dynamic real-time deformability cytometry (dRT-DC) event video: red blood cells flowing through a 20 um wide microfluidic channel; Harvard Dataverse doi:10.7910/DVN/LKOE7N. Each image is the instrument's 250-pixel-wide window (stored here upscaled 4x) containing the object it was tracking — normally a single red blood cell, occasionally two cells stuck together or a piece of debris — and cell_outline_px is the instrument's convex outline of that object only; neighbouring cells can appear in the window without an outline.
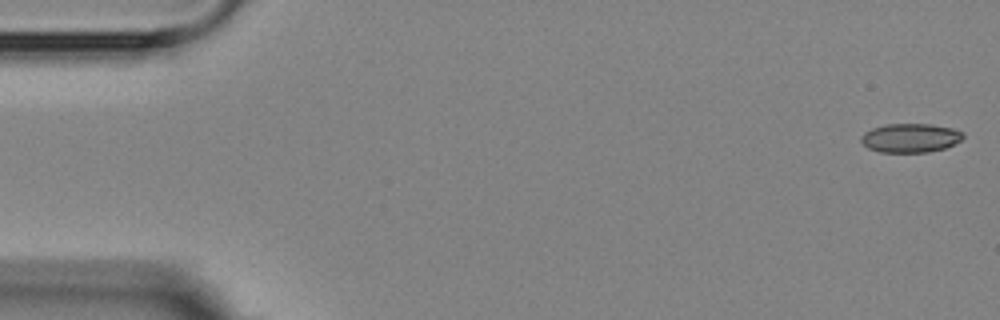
{"species": "Egyptian fruit bat (a non-hibernating species)", "species_latin": "Rousettus aegyptiacus", "temperature_condition": "room temperature", "stored_images_in_passage": 5, "camera_frame_rate_fps": 3000, "um_per_image_px": 0.085, "animal": {"sex": "female"}, "frame": {"image": 1, "passage_image": 1, "time_ms": 0.0, "image_size_px": [1000, 320], "cell_outline_px": [[964, 136], [960, 140], [944, 148], [928, 152], [880, 152], [868, 148], [860, 140], [860, 136], [864, 132], [872, 128], [884, 124], [928, 124], [952, 128], [964, 132]], "centroid_in_image_um": [77.35, 11.72], "position_along_channel_um": 7.7, "area_um2": 17.17}}
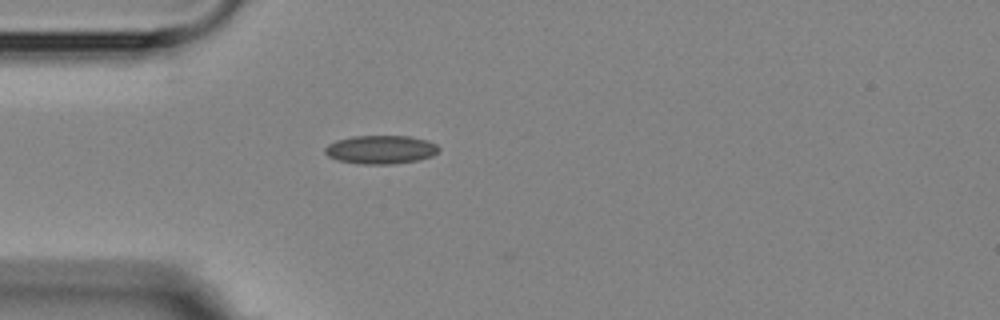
{"frame": {"image": 2, "passage_image": 5, "time_ms": 4.667, "image_size_px": [1000, 320], "cell_outline_px": [[440, 148], [432, 156], [416, 160], [392, 164], [364, 164], [340, 160], [328, 156], [324, 152], [324, 148], [328, 144], [336, 140], [352, 136], [408, 136], [428, 140], [436, 144]], "centroid_in_image_um": [32.36, 12.7], "position_along_channel_um": 52.6, "area_um2": 18.79}}